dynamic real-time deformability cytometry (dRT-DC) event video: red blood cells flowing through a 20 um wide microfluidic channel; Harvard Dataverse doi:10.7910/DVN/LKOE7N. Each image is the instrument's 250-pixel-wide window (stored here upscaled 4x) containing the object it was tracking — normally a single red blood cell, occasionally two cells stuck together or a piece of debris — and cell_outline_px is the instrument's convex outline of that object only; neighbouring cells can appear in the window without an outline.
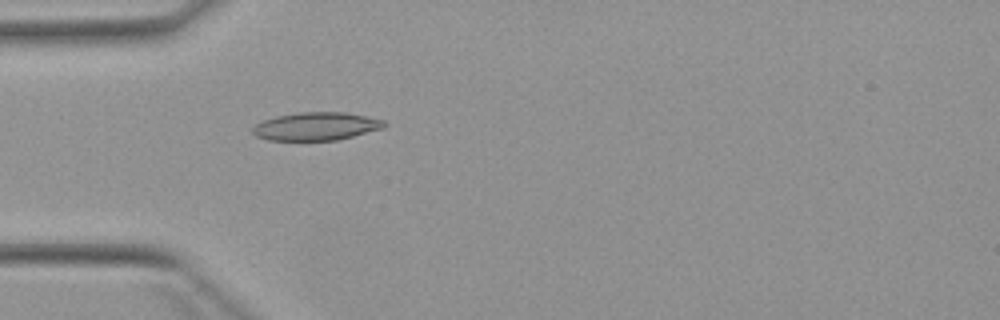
{"species": "Egyptian fruit bat (a non-hibernating species)", "species_latin": "Rousettus aegyptiacus", "temperature_condition": "warm", "stored_images_in_passage": 5, "camera_frame_rate_fps": 3000, "um_per_image_px": 0.085, "animal": {"sex": "female"}, "frame": {"image": 1, "passage_image": 5, "time_ms": 4.667, "image_size_px": [1000, 320], "cell_outline_px": [[388, 124], [384, 128], [336, 140], [268, 140], [256, 136], [252, 132], [252, 128], [256, 124], [264, 120], [276, 116], [300, 112], [344, 112], [384, 120]], "centroid_in_image_um": [26.87, 10.73], "position_along_channel_um": 58.1, "area_um2": 21.39}}